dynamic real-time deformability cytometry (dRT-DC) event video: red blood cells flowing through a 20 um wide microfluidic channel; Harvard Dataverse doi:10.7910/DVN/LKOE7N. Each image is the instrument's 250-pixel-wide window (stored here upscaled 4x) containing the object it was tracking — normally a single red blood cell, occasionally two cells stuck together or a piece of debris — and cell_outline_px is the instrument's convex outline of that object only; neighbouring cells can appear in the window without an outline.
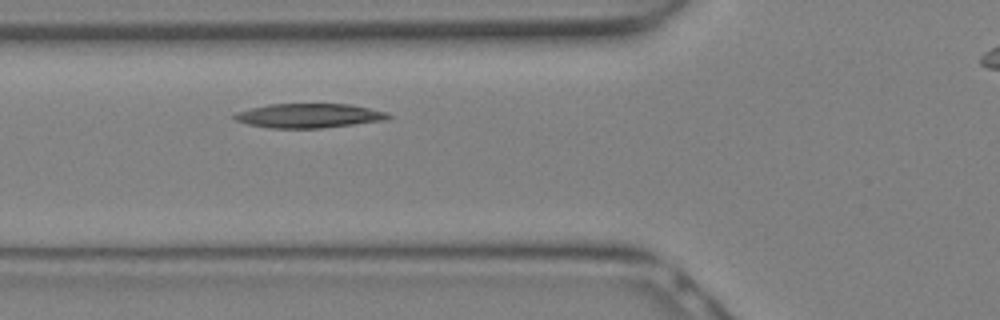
{"species": "Egyptian fruit bat (a non-hibernating species)", "species_latin": "Rousettus aegyptiacus", "temperature_condition": "warm", "stored_images_in_passage": 6, "camera_frame_rate_fps": 3000, "um_per_image_px": 0.085, "animal": {"sex": "female"}, "frame": {"image": 1, "passage_image": 6, "time_ms": 1.667, "image_size_px": [1000, 320], "cell_outline_px": [[392, 116], [380, 120], [352, 124], [320, 128], [272, 128], [248, 124], [236, 120], [232, 116], [236, 112], [268, 104], [352, 104], [388, 112]], "centroid_in_image_um": [26.23, 9.82], "position_along_channel_um": 99.6, "area_um2": 21.5}}